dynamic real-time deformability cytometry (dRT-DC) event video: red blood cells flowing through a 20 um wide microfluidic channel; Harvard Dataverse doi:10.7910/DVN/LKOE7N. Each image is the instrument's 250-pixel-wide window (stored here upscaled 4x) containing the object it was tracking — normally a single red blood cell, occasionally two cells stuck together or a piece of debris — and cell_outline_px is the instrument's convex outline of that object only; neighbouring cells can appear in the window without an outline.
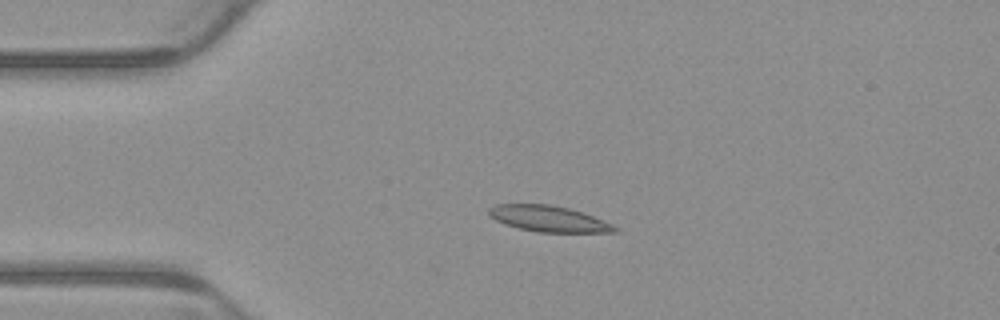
{"species": "common noctule bat (a hibernating species)", "species_latin": "Nyctalus noctula", "temperature_condition": "warm", "stored_images_in_passage": 4, "camera_frame_rate_fps": 3000, "um_per_image_px": 0.085, "animal": {"sex": "male", "body_mass_g": 23.1, "forearm_length_mm": 52.7}, "frame": {"image": 1, "passage_image": 3, "time_ms": 0.667, "image_size_px": [1000, 320], "cell_outline_px": [[620, 232], [536, 232], [504, 224], [496, 220], [488, 212], [488, 208], [496, 204], [548, 204], [568, 208], [592, 216], [612, 224], [620, 228]], "centroid_in_image_um": [46.64, 18.6], "position_along_channel_um": 38.4, "area_um2": 18.9}}